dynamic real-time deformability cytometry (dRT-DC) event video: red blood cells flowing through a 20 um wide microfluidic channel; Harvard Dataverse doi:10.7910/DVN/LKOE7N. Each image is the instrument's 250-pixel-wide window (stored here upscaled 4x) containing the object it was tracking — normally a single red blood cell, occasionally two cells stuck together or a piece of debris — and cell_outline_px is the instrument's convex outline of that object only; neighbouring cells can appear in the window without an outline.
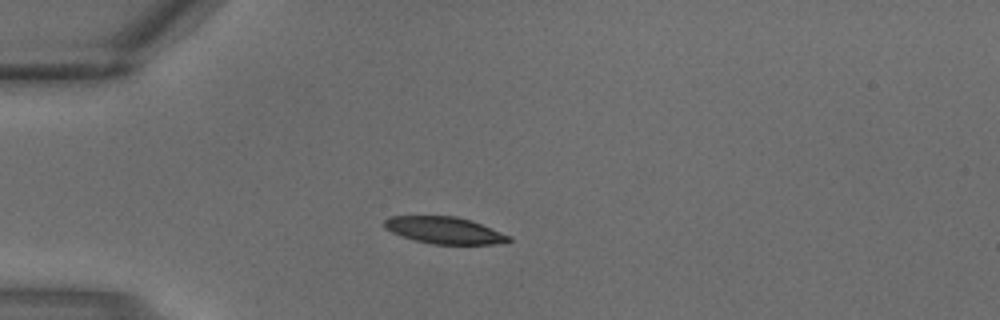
{"species": "common noctule bat (a hibernating species)", "species_latin": "Nyctalus noctula", "temperature_condition": "warm", "stored_images_in_passage": 1, "camera_frame_rate_fps": 3000, "um_per_image_px": 0.085, "animal": {"sex": "male", "body_mass_g": 18.8}, "frame": {"image": 1, "passage_image": 1, "time_ms": 0.0, "image_size_px": [1000, 320], "cell_outline_px": [[512, 240], [504, 244], [432, 244], [416, 240], [392, 232], [384, 228], [384, 220], [388, 216], [456, 216], [472, 220], [512, 236]], "centroid_in_image_um": [37.83, 19.57], "position_along_channel_um": 47.2, "area_um2": 19.59}}